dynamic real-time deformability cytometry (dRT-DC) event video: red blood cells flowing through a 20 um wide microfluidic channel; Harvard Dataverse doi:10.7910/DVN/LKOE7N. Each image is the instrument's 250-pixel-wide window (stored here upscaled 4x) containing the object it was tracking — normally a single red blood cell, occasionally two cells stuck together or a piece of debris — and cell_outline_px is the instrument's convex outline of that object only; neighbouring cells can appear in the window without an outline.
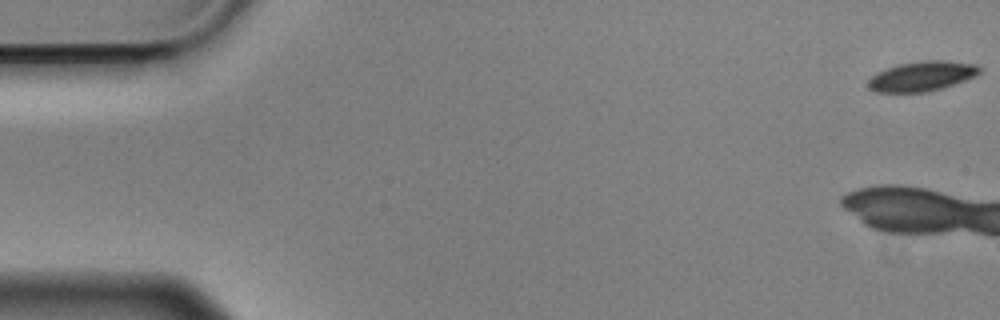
{"species": "Egyptian fruit bat (a non-hibernating species)", "species_latin": "Rousettus aegyptiacus", "temperature_condition": "cold", "stored_images_in_passage": 8, "camera_frame_rate_fps": 3000, "um_per_image_px": 0.085, "animal": {"sex": "male"}, "frame": {"image": 1, "passage_image": 1, "time_ms": 0.0, "image_size_px": [1000, 320], "cell_outline_px": [[980, 72], [964, 80], [940, 88], [924, 92], [876, 92], [868, 88], [868, 80], [872, 76], [888, 68], [900, 64], [920, 60], [948, 60], [976, 64], [980, 68]], "centroid_in_image_um": [78.35, 6.46], "position_along_channel_um": 6.7, "area_um2": 19.02}}